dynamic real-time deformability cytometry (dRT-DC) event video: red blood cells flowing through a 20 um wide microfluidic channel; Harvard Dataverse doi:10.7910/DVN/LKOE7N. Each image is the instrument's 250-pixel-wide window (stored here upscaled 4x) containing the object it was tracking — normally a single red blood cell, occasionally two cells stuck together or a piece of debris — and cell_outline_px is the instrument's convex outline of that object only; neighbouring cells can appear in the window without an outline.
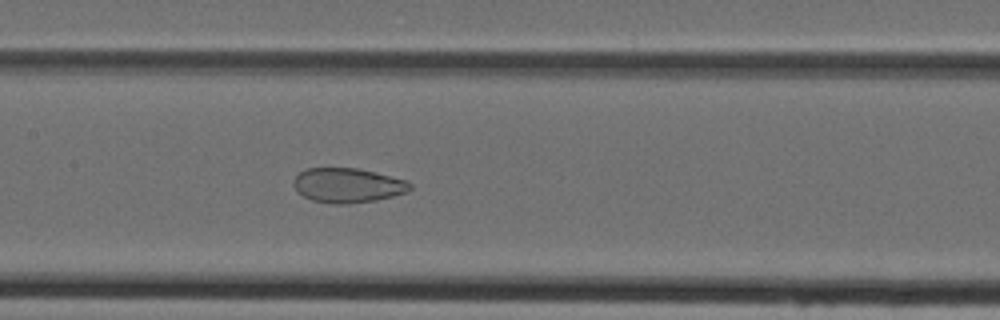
{"species": "Egyptian fruit bat (a non-hibernating species)", "species_latin": "Rousettus aegyptiacus", "temperature_condition": "cold", "stored_images_in_passage": 42, "camera_frame_rate_fps": 3000, "um_per_image_px": 0.085, "animal": {"sex": "female"}, "frame": {"image": 1, "passage_image": 18, "time_ms": 5.667, "image_size_px": [1000, 320], "cell_outline_px": [[412, 188], [408, 192], [376, 200], [348, 204], [332, 204], [312, 200], [296, 192], [292, 184], [292, 180], [300, 172], [308, 168], [356, 168], [404, 180], [412, 184]], "centroid_in_image_um": [29.5, 15.77], "position_along_channel_um": 177.9, "area_um2": 23.41}}
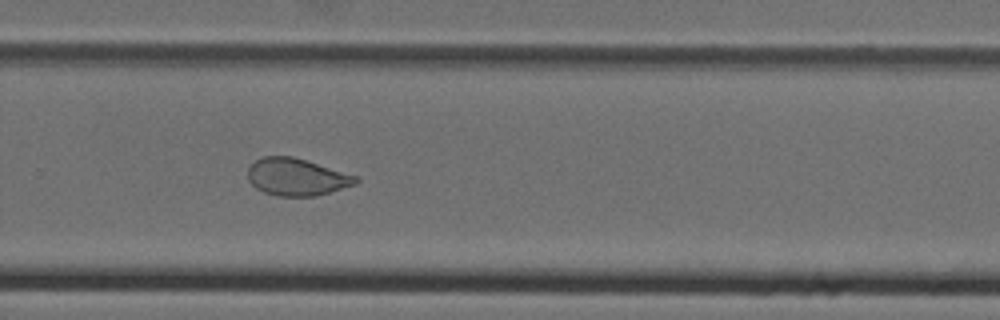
{"frame": {"image": 2, "passage_image": 27, "time_ms": 8.667, "image_size_px": [1000, 320], "cell_outline_px": [[360, 180], [356, 184], [316, 196], [276, 196], [264, 192], [256, 188], [248, 180], [248, 168], [256, 160], [264, 156], [292, 156], [356, 176]], "centroid_in_image_um": [25.19, 15.05], "position_along_channel_um": 304.6, "area_um2": 23.18}}
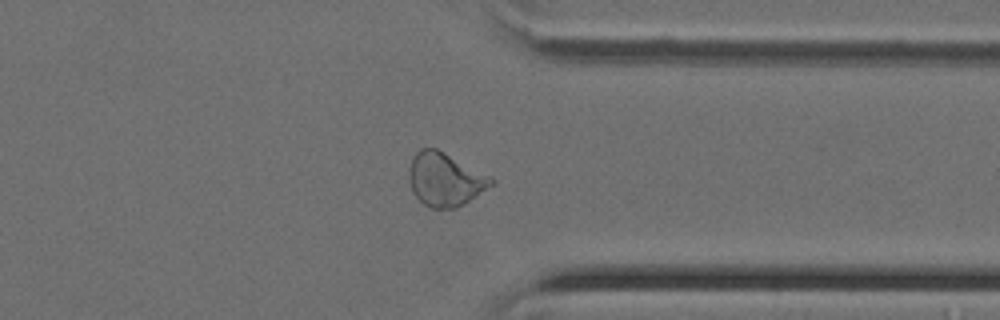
{"frame": {"image": 3, "passage_image": 32, "time_ms": 10.333, "image_size_px": [1000, 320], "cell_outline_px": [[496, 180], [492, 184], [464, 204], [456, 208], [432, 208], [424, 204], [412, 192], [408, 180], [408, 172], [412, 160], [416, 152], [420, 148], [436, 148], [492, 176]], "centroid_in_image_um": [37.82, 15.24], "position_along_channel_um": 373.6, "area_um2": 25.49}}